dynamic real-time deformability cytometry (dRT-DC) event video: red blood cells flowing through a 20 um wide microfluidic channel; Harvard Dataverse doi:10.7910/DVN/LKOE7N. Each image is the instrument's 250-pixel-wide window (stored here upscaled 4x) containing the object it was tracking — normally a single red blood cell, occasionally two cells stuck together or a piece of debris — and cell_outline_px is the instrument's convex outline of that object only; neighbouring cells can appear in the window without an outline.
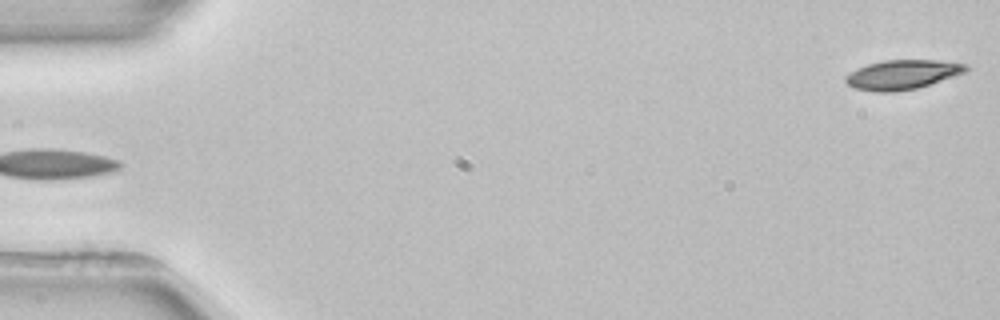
{"species": "common noctule bat (a hibernating species)", "species_latin": "Nyctalus noctula", "temperature_condition": "room temperature", "stored_images_in_passage": 5, "camera_frame_rate_fps": 3000, "um_per_image_px": 0.085, "animal": {"sex": "female", "body_mass_g": 22.7, "forearm_length_mm": 54.2}, "frame": {"image": 1, "passage_image": 5, "time_ms": 5.667, "image_size_px": [1000, 320], "cell_outline_px": [[968, 68], [964, 72], [916, 88], [892, 92], [872, 92], [852, 88], [844, 80], [844, 76], [856, 68], [868, 64], [884, 60], [936, 60], [968, 64]], "centroid_in_image_um": [76.61, 6.34], "position_along_channel_um": 8.4, "area_um2": 20.52}}